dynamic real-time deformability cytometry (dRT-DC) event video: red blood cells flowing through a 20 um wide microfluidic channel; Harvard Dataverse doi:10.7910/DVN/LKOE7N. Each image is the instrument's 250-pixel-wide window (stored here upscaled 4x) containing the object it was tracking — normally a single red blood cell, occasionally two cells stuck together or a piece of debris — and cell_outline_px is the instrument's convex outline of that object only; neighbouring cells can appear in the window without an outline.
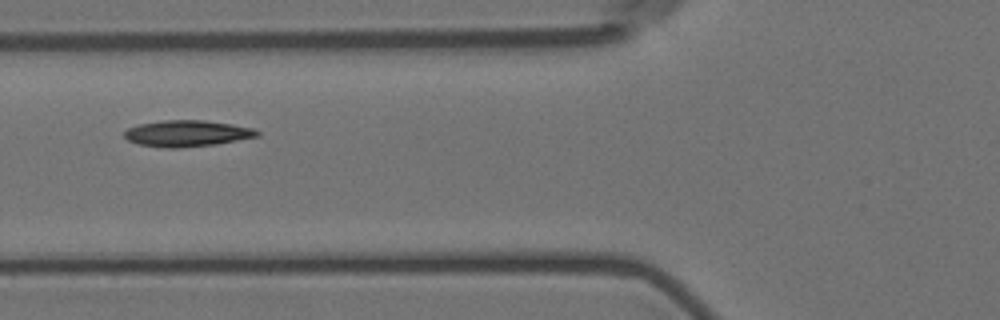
{"species": "Egyptian fruit bat (a non-hibernating species)", "species_latin": "Rousettus aegyptiacus", "temperature_condition": "room temperature", "stored_images_in_passage": 7, "camera_frame_rate_fps": 3000, "um_per_image_px": 0.085, "animal": {"sex": "female"}, "frame": {"image": 1, "passage_image": 5, "time_ms": 5.667, "image_size_px": [1000, 320], "cell_outline_px": [[260, 136], [216, 144], [180, 148], [164, 148], [140, 144], [128, 140], [124, 136], [124, 132], [128, 128], [140, 124], [164, 120], [204, 120], [232, 124], [252, 128], [260, 132]], "centroid_in_image_um": [15.92, 11.34], "position_along_channel_um": 109.9, "area_um2": 20.29}}
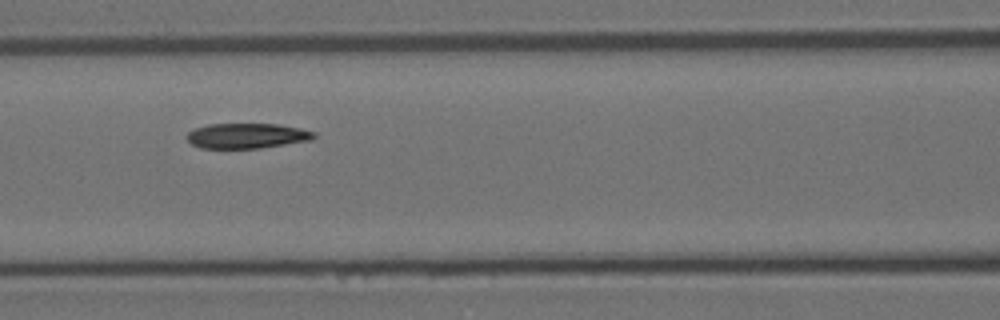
{"frame": {"image": 2, "passage_image": 6, "time_ms": 6.667, "image_size_px": [1000, 320], "cell_outline_px": [[316, 136], [312, 140], [260, 148], [200, 148], [192, 144], [188, 140], [188, 132], [196, 128], [208, 124], [280, 124], [300, 128], [316, 132]], "centroid_in_image_um": [21.03, 11.54], "position_along_channel_um": 145.6, "area_um2": 18.61}}
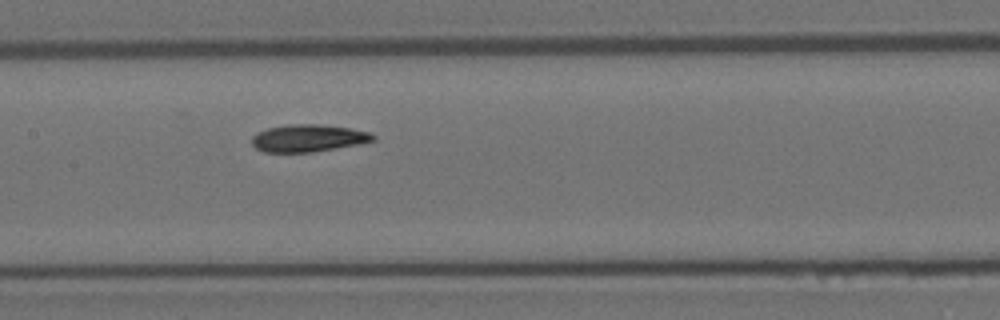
{"frame": {"image": 3, "passage_image": 7, "time_ms": 7.667, "image_size_px": [1000, 320], "cell_outline_px": [[376, 140], [336, 148], [312, 152], [264, 152], [256, 148], [252, 144], [252, 136], [256, 132], [268, 128], [288, 124], [320, 124], [348, 128], [372, 132], [376, 136]], "centroid_in_image_um": [26.19, 11.73], "position_along_channel_um": 181.2, "area_um2": 19.31}}